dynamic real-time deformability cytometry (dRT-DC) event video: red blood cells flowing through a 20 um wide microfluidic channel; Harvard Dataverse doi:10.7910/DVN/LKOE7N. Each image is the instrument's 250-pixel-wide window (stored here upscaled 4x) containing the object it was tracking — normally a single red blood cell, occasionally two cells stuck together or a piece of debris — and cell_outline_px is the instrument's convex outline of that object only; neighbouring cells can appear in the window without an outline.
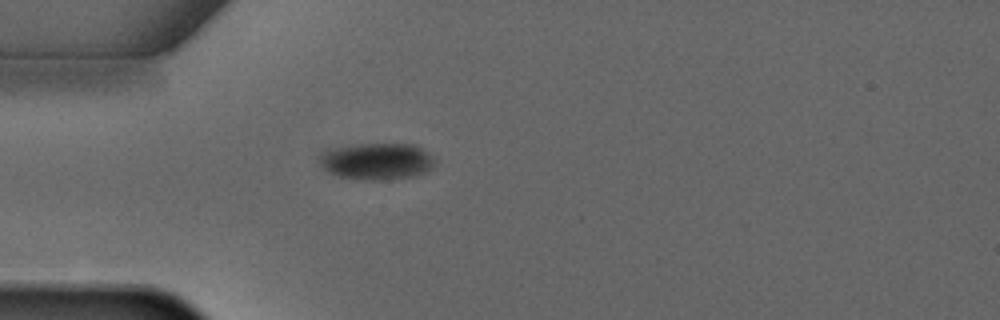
{"species": "common noctule bat (a hibernating species)", "species_latin": "Nyctalus noctula", "temperature_condition": "warm", "stored_images_in_passage": 1, "camera_frame_rate_fps": 3000, "um_per_image_px": 0.085, "animal": {"sex": "male", "forearm_length_mm": 52.5}, "frame": {"image": 1, "passage_image": 1, "time_ms": 0.0, "image_size_px": [1000, 320], "cell_outline_px": [[436, 164], [432, 168], [416, 176], [380, 180], [372, 180], [340, 176], [328, 172], [316, 160], [316, 156], [320, 152], [332, 148], [360, 144], [412, 144], [420, 148], [432, 156], [436, 160]], "centroid_in_image_um": [32.0, 13.7], "position_along_channel_um": 53.0, "area_um2": 24.74}}